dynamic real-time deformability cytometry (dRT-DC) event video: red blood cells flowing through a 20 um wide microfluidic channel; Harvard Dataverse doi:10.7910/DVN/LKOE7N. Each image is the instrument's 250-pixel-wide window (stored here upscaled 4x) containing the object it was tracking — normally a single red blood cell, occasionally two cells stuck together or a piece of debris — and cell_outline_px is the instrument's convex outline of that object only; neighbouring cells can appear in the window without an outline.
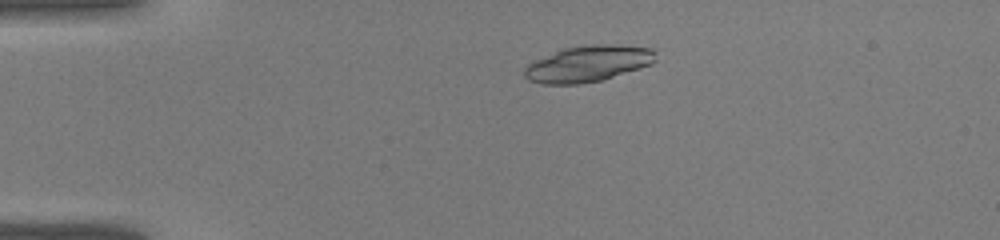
{"species": "common noctule bat (a hibernating species)", "species_latin": "Nyctalus noctula", "temperature_condition": "warm", "stored_images_in_passage": 34, "camera_frame_rate_fps": 3000, "um_per_image_px": 0.085, "animal": {"sex": "male", "body_mass_g": 19.0, "forearm_length_mm": 50.8}, "frame": {"image": 1, "passage_image": 1, "time_ms": 0.0, "image_size_px": [1000, 240], "cell_outline_px": [[656, 60], [652, 64], [604, 80], [580, 84], [540, 84], [528, 80], [524, 76], [524, 68], [528, 64], [536, 60], [564, 48], [588, 44], [620, 44], [656, 48]], "centroid_in_image_um": [50.04, 5.41], "position_along_channel_um": 35.0, "area_um2": 28.09}}
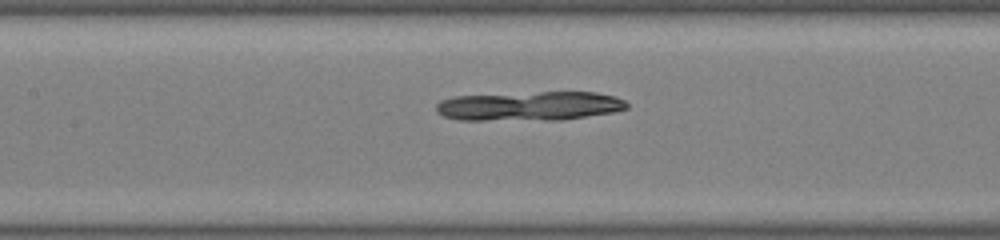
{"frame": {"image": 2, "passage_image": 12, "time_ms": 3.667, "image_size_px": [1000, 240], "cell_outline_px": [[628, 108], [616, 112], [560, 120], [456, 120], [444, 116], [436, 112], [436, 104], [440, 100], [452, 96], [540, 92], [596, 92], [616, 96], [624, 100], [628, 104]], "centroid_in_image_um": [45.01, 9.02], "position_along_channel_um": 162.4, "area_um2": 32.83}}
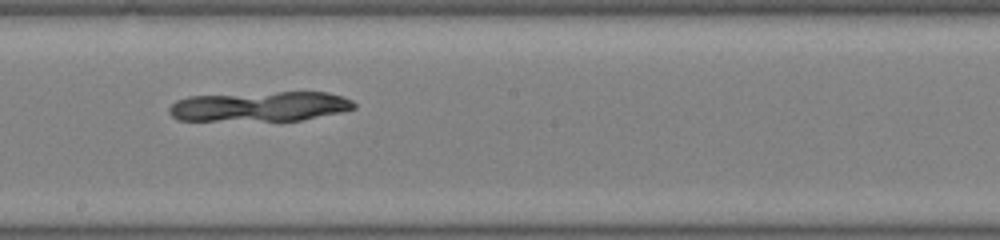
{"frame": {"image": 3, "passage_image": 16, "time_ms": 5.0, "image_size_px": [1000, 240], "cell_outline_px": [[356, 108], [340, 112], [300, 120], [176, 120], [168, 112], [168, 108], [176, 100], [188, 96], [276, 92], [328, 92], [344, 96], [352, 100], [356, 104]], "centroid_in_image_um": [22.09, 9.04], "position_along_channel_um": 226.1, "area_um2": 32.14}}